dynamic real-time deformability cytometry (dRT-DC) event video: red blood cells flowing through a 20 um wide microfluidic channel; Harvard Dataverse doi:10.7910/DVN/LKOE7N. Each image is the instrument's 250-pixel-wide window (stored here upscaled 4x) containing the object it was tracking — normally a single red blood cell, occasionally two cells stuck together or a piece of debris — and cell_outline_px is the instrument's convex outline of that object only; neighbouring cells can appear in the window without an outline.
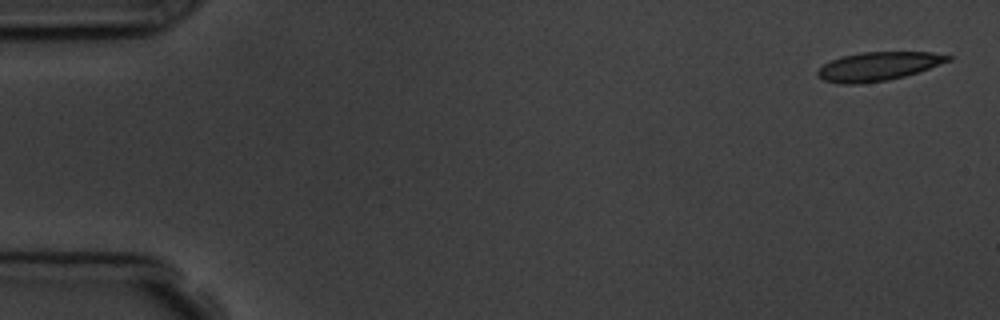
{"species": "common noctule bat (a hibernating species)", "species_latin": "Nyctalus noctula", "temperature_condition": "room temperature", "stored_images_in_passage": 3, "camera_frame_rate_fps": 3000, "um_per_image_px": 0.085, "animal": {"sex": "male", "body_mass_g": 19.5, "forearm_length_mm": 54.6}, "frame": {"image": 1, "passage_image": 1, "time_ms": 0.0, "image_size_px": [1000, 320], "cell_outline_px": [[952, 60], [904, 76], [888, 80], [860, 84], [840, 84], [824, 80], [816, 76], [816, 72], [824, 64], [840, 56], [860, 52], [932, 52], [952, 56]], "centroid_in_image_um": [74.61, 5.64], "position_along_channel_um": 10.4, "area_um2": 21.79}}